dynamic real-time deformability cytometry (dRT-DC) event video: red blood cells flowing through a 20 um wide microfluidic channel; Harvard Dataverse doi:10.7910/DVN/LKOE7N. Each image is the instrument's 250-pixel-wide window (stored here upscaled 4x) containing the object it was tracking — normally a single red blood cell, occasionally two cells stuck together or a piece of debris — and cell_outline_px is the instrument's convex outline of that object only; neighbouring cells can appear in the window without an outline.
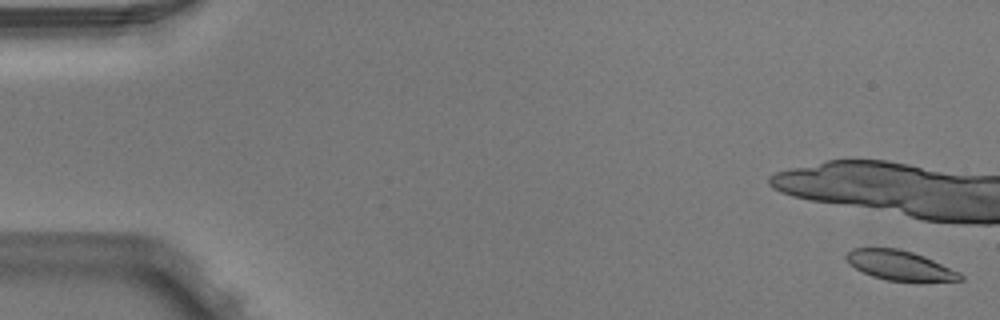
{"species": "Egyptian fruit bat (a non-hibernating species)", "species_latin": "Rousettus aegyptiacus", "temperature_condition": "warm", "stored_images_in_passage": 5, "camera_frame_rate_fps": 3000, "um_per_image_px": 0.085, "animal": {"sex": "male"}, "frame": {"image": 1, "passage_image": 1, "time_ms": 0.0, "image_size_px": [1000, 320], "cell_outline_px": [[964, 280], [920, 284], [916, 284], [884, 280], [872, 276], [848, 264], [844, 256], [852, 248], [900, 248], [924, 256], [960, 272], [964, 276]], "centroid_in_image_um": [76.56, 22.61], "position_along_channel_um": 8.4, "area_um2": 20.63}}